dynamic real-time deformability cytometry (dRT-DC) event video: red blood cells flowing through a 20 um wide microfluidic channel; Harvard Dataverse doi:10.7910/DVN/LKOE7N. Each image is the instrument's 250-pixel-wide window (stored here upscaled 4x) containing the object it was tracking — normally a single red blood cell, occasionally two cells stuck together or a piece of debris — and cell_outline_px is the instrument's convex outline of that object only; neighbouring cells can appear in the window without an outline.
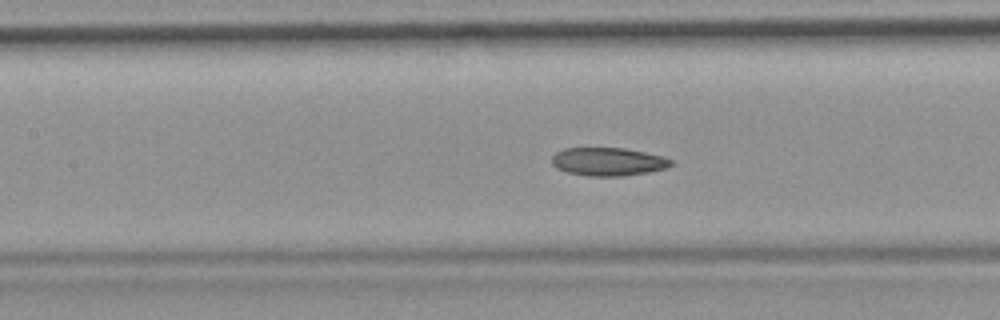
{"species": "common noctule bat (a hibernating species)", "species_latin": "Nyctalus noctula", "temperature_condition": "room temperature", "stored_images_in_passage": 53, "camera_frame_rate_fps": 3000, "um_per_image_px": 0.085, "animal": {"sex": "female", "body_mass_g": 19.9}, "frame": {"image": 1, "passage_image": 23, "time_ms": 7.333, "image_size_px": [1000, 320], "cell_outline_px": [[672, 164], [664, 168], [648, 172], [624, 176], [588, 176], [568, 172], [556, 168], [552, 164], [552, 156], [556, 152], [564, 148], [624, 148], [664, 156], [672, 160]], "centroid_in_image_um": [51.67, 13.74], "position_along_channel_um": 155.7, "area_um2": 19.54}, "authors_computed_cell_mechanics": {"area_um2": 20.6924, "velocity_mm_per_s": 3.78, "shape_relaxation_time_tau1_ms": null, "shape_relaxation_time_tau2_ms": 3.1533, "deformation_change_tau1": null, "deformation_change_tau2": 0.0935}}